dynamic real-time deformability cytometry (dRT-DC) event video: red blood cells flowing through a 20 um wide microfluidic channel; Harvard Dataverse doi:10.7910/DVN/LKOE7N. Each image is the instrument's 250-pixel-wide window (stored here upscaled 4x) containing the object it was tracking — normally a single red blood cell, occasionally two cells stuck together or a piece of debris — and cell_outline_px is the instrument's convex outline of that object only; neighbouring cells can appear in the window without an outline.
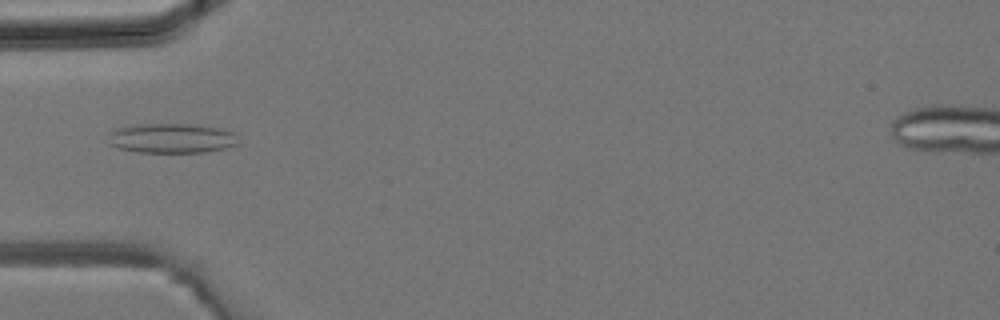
{"species": "common noctule bat (a hibernating species)", "species_latin": "Nyctalus noctula", "temperature_condition": "room temperature", "stored_images_in_passage": 4, "camera_frame_rate_fps": 3000, "um_per_image_px": 0.085, "animal": {"sex": "male", "body_mass_g": 19.2, "forearm_length_mm": 51.8}, "frame": {"image": 1, "passage_image": 4, "time_ms": 1.0, "image_size_px": [1000, 320], "cell_outline_px": [[240, 144], [224, 148], [204, 152], [136, 152], [116, 148], [108, 144], [108, 132], [112, 128], [140, 124], [196, 124], [220, 128], [236, 132]], "centroid_in_image_um": [14.56, 11.74], "position_along_channel_um": 70.4, "area_um2": 23.06}}